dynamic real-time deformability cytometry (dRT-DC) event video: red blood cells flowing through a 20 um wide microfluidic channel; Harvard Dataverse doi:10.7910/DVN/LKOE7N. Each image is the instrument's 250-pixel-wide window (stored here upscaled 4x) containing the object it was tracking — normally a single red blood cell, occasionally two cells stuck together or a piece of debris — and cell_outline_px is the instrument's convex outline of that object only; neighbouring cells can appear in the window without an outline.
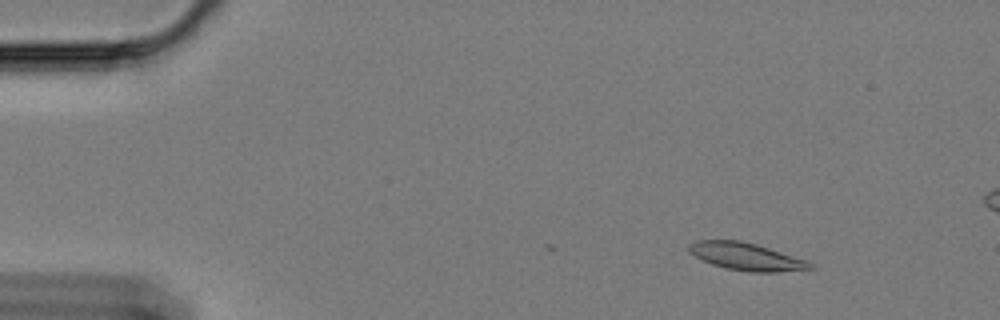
{"species": "Egyptian fruit bat (a non-hibernating species)", "species_latin": "Rousettus aegyptiacus", "temperature_condition": "cold", "stored_images_in_passage": 43, "camera_frame_rate_fps": 3000, "um_per_image_px": 0.085, "animal": {"sex": "female"}, "frame": {"image": 1, "passage_image": 1, "time_ms": 0.0, "image_size_px": [1000, 320], "cell_outline_px": [[816, 268], [776, 272], [748, 272], [724, 268], [712, 264], [688, 252], [688, 244], [696, 240], [740, 240], [756, 244], [804, 260], [812, 264]], "centroid_in_image_um": [63.37, 21.81], "position_along_channel_um": 21.6, "area_um2": 19.19}}
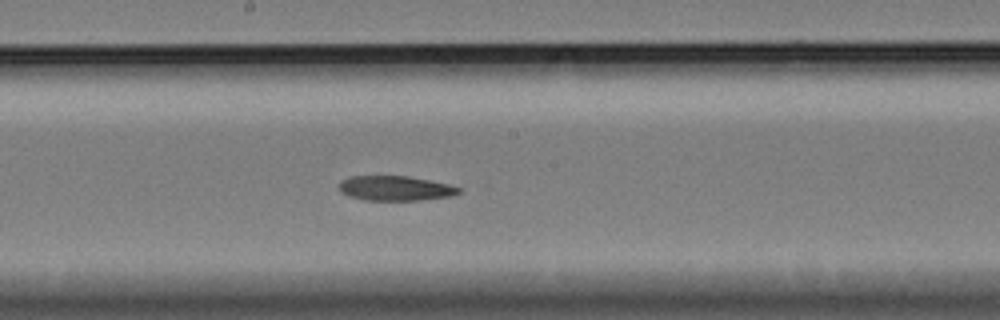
{"frame": {"image": 2, "passage_image": 26, "time_ms": 8.333, "image_size_px": [1000, 320], "cell_outline_px": [[460, 192], [452, 196], [420, 200], [364, 200], [348, 196], [340, 192], [340, 180], [348, 176], [408, 176], [448, 184], [460, 188]], "centroid_in_image_um": [33.56, 16.0], "position_along_channel_um": 214.6, "area_um2": 17.28}}
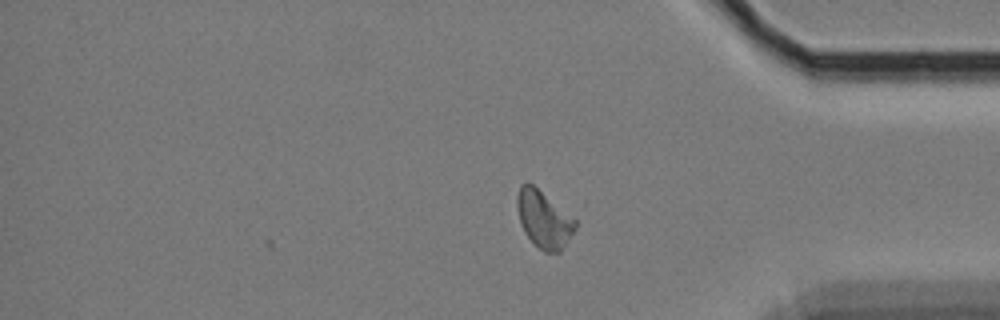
{"frame": {"image": 3, "passage_image": 43, "time_ms": 14.0, "image_size_px": [1000, 320], "cell_outline_px": [[576, 228], [560, 252], [544, 252], [524, 232], [520, 224], [516, 204], [516, 196], [520, 184], [532, 184], [576, 220]], "centroid_in_image_um": [46.2, 18.64], "position_along_channel_um": 389.0, "area_um2": 18.96}}